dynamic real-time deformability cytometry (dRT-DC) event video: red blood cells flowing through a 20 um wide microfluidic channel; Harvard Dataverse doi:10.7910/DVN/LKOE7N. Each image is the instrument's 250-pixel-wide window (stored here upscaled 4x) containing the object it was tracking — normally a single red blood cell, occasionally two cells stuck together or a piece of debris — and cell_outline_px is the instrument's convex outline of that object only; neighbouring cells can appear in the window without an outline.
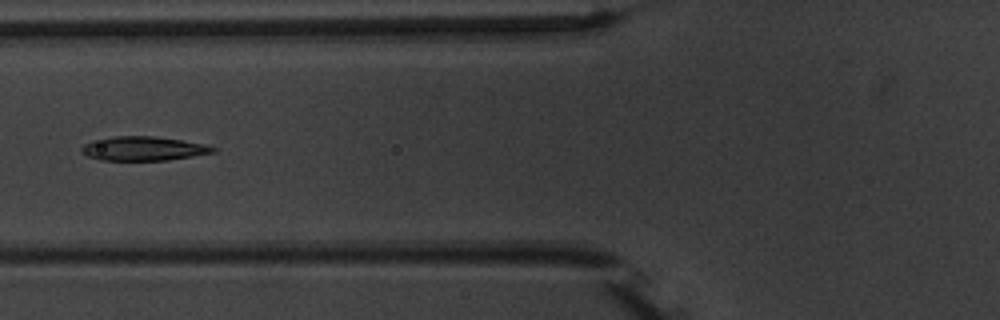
{"species": "common noctule bat (a hibernating species)", "species_latin": "Nyctalus noctula", "temperature_condition": "warm", "stored_images_in_passage": 6, "camera_frame_rate_fps": 3000, "um_per_image_px": 0.085, "animal": {"sex": "male", "body_mass_g": 20.1, "forearm_length_mm": 53.5}, "frame": {"image": 1, "passage_image": 5, "time_ms": 5.0, "image_size_px": [1000, 320], "cell_outline_px": [[216, 152], [168, 160], [100, 160], [88, 156], [80, 152], [80, 148], [84, 144], [92, 140], [116, 136], [152, 136], [208, 144], [216, 148]], "centroid_in_image_um": [12.18, 12.63], "position_along_channel_um": 113.6, "area_um2": 18.5}}
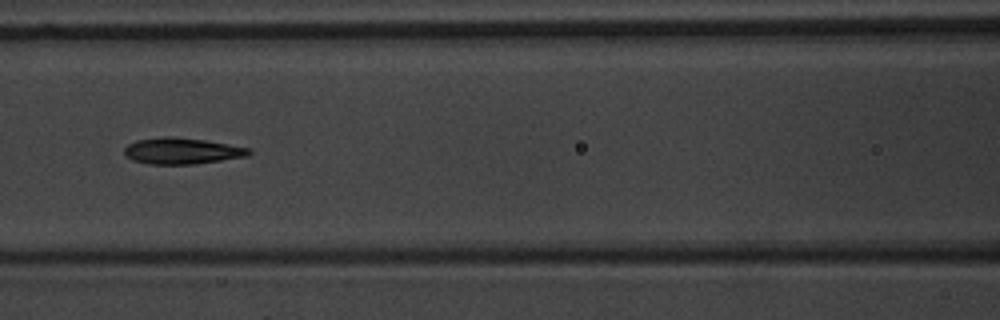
{"frame": {"image": 2, "passage_image": 6, "time_ms": 6.0, "image_size_px": [1000, 320], "cell_outline_px": [[252, 152], [248, 156], [192, 164], [148, 164], [132, 160], [124, 156], [124, 148], [128, 144], [136, 140], [160, 136], [172, 136], [204, 140], [252, 148]], "centroid_in_image_um": [15.43, 12.82], "position_along_channel_um": 151.2, "area_um2": 19.19}}